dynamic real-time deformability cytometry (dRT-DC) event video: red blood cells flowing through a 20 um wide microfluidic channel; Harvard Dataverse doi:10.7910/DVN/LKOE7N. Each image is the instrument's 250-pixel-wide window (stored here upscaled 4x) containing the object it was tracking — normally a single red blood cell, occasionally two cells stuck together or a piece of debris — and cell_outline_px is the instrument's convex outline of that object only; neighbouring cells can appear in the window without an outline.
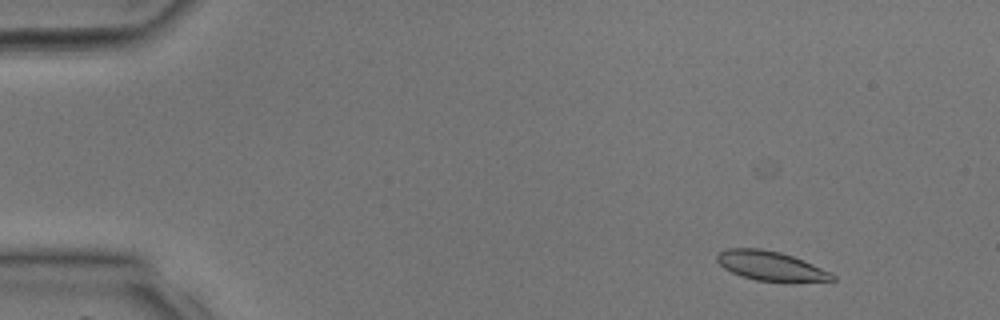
{"species": "common noctule bat (a hibernating species)", "species_latin": "Nyctalus noctula", "temperature_condition": "room temperature", "stored_images_in_passage": 38, "camera_frame_rate_fps": 3000, "um_per_image_px": 0.085, "animal": {"sex": "male", "body_mass_g": 17.9, "forearm_length_mm": 54.2}, "frame": {"image": 1, "passage_image": 3, "time_ms": 0.667, "image_size_px": [1000, 320], "cell_outline_px": [[836, 280], [788, 284], [784, 284], [756, 280], [740, 276], [724, 268], [716, 260], [716, 256], [720, 252], [728, 248], [760, 248], [780, 252], [804, 260], [832, 272], [836, 276]], "centroid_in_image_um": [65.59, 22.65], "position_along_channel_um": 19.4, "area_um2": 20.52}}
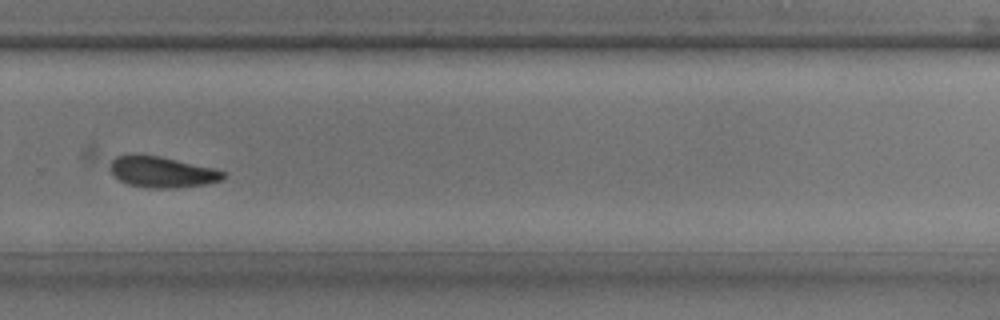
{"frame": {"image": 2, "passage_image": 26, "time_ms": 8.333, "image_size_px": [1000, 320], "cell_outline_px": [[228, 172], [224, 180], [204, 184], [176, 188], [148, 188], [128, 184], [120, 180], [108, 168], [108, 160], [116, 156], [160, 156], [212, 168]], "centroid_in_image_um": [13.78, 14.64], "position_along_channel_um": 316.0, "area_um2": 20.29}}
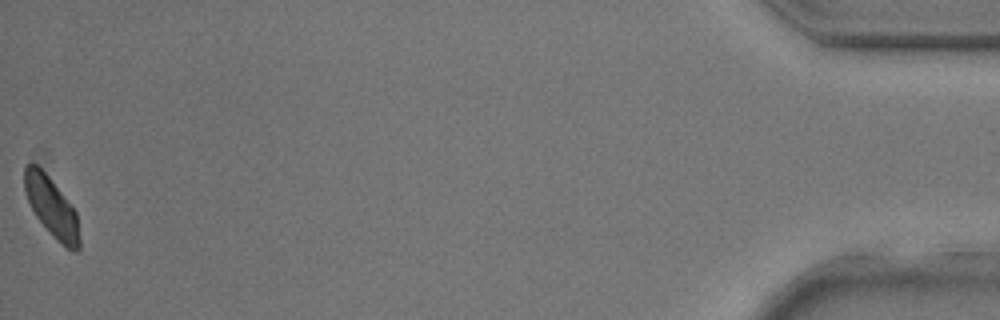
{"frame": {"image": 3, "passage_image": 38, "time_ms": 12.333, "image_size_px": [1000, 320], "cell_outline_px": [[80, 248], [76, 252], [68, 248], [56, 240], [36, 216], [24, 192], [24, 164], [32, 160], [36, 160], [76, 212], [80, 240]], "centroid_in_image_um": [4.35, 17.53], "position_along_channel_um": 430.9, "area_um2": 19.19}}